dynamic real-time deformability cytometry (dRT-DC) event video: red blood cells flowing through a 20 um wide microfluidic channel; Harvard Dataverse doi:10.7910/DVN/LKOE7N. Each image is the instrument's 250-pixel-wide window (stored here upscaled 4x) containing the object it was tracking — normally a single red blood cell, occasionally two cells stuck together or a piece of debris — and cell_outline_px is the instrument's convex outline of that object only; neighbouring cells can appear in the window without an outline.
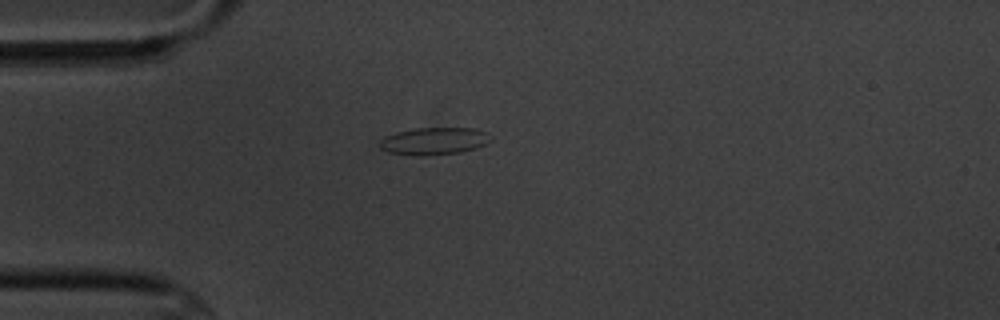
{"species": "common noctule bat (a hibernating species)", "species_latin": "Nyctalus noctula", "temperature_condition": "cold", "stored_images_in_passage": 1, "camera_frame_rate_fps": 3000, "um_per_image_px": 0.085, "animal": {"sex": "male", "body_mass_g": 20.1, "forearm_length_mm": 53.5}, "frame": {"image": 1, "passage_image": 1, "time_ms": 0.0, "image_size_px": [1000, 320], "cell_outline_px": [[492, 136], [484, 144], [476, 148], [460, 152], [420, 156], [416, 156], [388, 152], [380, 148], [380, 140], [384, 136], [396, 132], [416, 128], [476, 128]], "centroid_in_image_um": [36.85, 11.99], "position_along_channel_um": 48.1, "area_um2": 17.57}}